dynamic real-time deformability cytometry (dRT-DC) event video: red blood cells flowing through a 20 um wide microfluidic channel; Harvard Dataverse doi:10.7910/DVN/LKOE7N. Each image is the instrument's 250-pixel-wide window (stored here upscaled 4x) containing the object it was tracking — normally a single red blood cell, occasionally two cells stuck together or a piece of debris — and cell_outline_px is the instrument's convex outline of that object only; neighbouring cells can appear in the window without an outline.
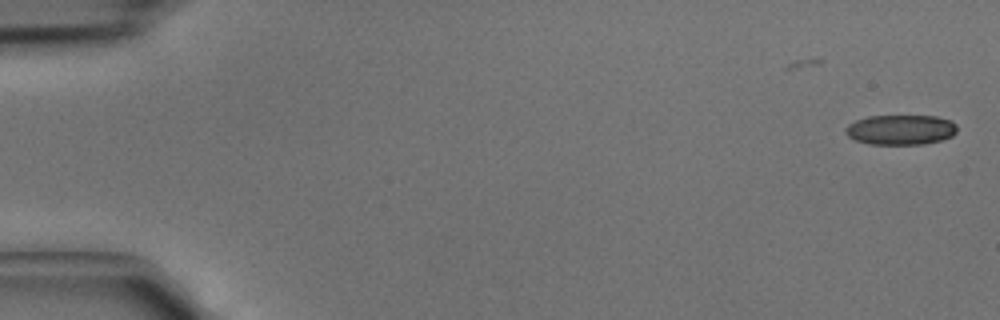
{"species": "common noctule bat (a hibernating species)", "species_latin": "Nyctalus noctula", "temperature_condition": "cold", "stored_images_in_passage": 19, "camera_frame_rate_fps": 3000, "um_per_image_px": 0.085, "animal": {"sex": "male", "body_mass_g": 15.6}, "frame": {"image": 1, "passage_image": 1, "time_ms": 0.0, "image_size_px": [1000, 320], "cell_outline_px": [[956, 132], [952, 136], [940, 140], [924, 144], [868, 144], [856, 140], [848, 136], [844, 132], [844, 128], [848, 124], [856, 120], [868, 116], [936, 116], [952, 120], [956, 124]], "centroid_in_image_um": [76.55, 11.02], "position_along_channel_um": 8.5, "area_um2": 19.59}}
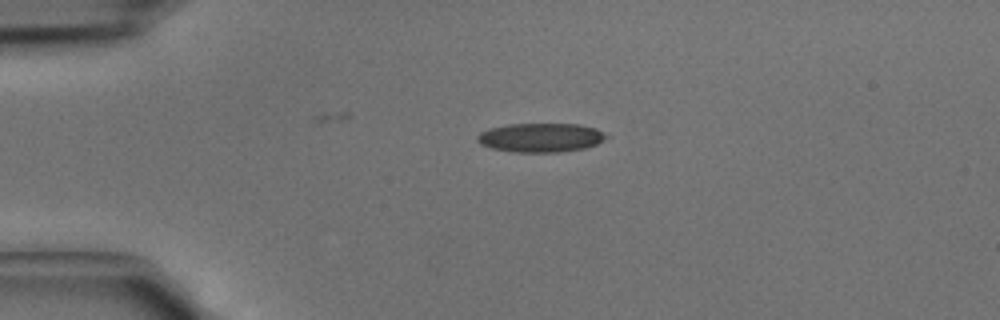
{"frame": {"image": 2, "passage_image": 10, "time_ms": 3.0, "image_size_px": [1000, 320], "cell_outline_px": [[612, 136], [596, 144], [584, 148], [560, 152], [512, 152], [492, 148], [480, 144], [476, 140], [476, 136], [480, 132], [488, 128], [508, 124], [580, 124], [596, 128]], "centroid_in_image_um": [45.97, 11.69], "position_along_channel_um": 39.0, "area_um2": 22.08}}
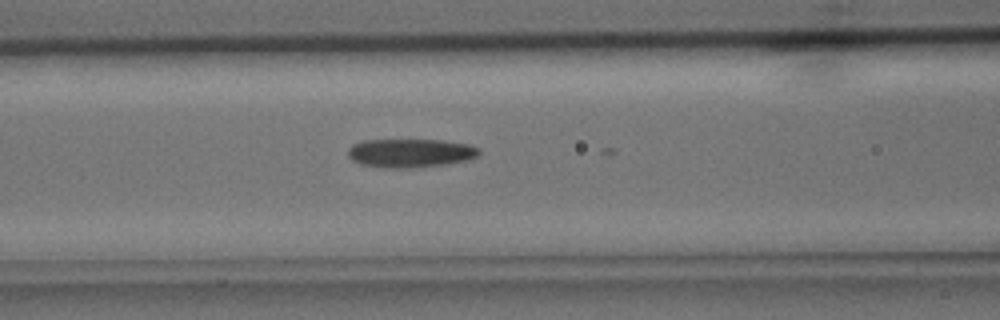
{"frame": {"image": 3, "passage_image": 18, "time_ms": 5.667, "image_size_px": [1000, 320], "cell_outline_px": [[480, 152], [476, 156], [468, 160], [444, 164], [408, 168], [384, 168], [360, 164], [352, 160], [348, 156], [348, 148], [352, 144], [364, 140], [444, 140], [468, 144], [480, 148]], "centroid_in_image_um": [34.86, 13.0], "position_along_channel_um": 131.7, "area_um2": 21.96}}